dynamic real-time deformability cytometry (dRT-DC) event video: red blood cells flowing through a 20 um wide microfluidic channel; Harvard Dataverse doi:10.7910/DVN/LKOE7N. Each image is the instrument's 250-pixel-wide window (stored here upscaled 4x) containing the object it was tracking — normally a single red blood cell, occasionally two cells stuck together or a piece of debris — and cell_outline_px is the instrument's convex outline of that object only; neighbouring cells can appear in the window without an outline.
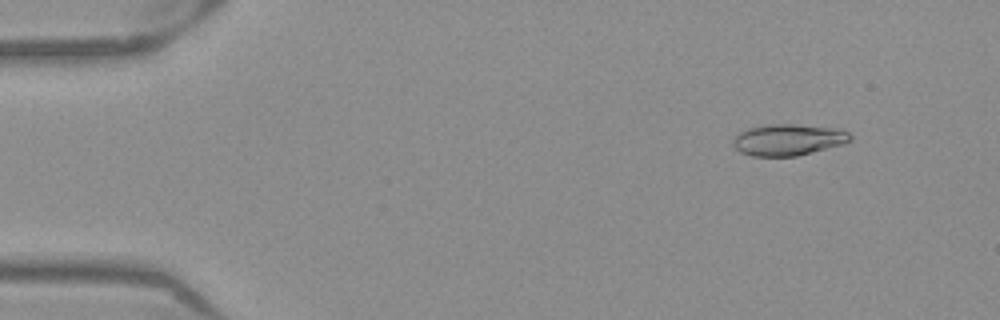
{"species": "Egyptian fruit bat (a non-hibernating species)", "species_latin": "Rousettus aegyptiacus", "temperature_condition": "warm", "stored_images_in_passage": 52, "camera_frame_rate_fps": 3000, "um_per_image_px": 0.085, "frame": {"image": 1, "passage_image": 6, "time_ms": 1.667, "image_size_px": [1000, 320], "cell_outline_px": [[852, 140], [844, 144], [796, 156], [752, 156], [740, 152], [732, 144], [732, 140], [740, 132], [748, 128], [764, 124], [796, 124], [840, 128], [848, 132], [852, 136]], "centroid_in_image_um": [67.02, 11.87], "position_along_channel_um": 18.0, "area_um2": 21.68}}
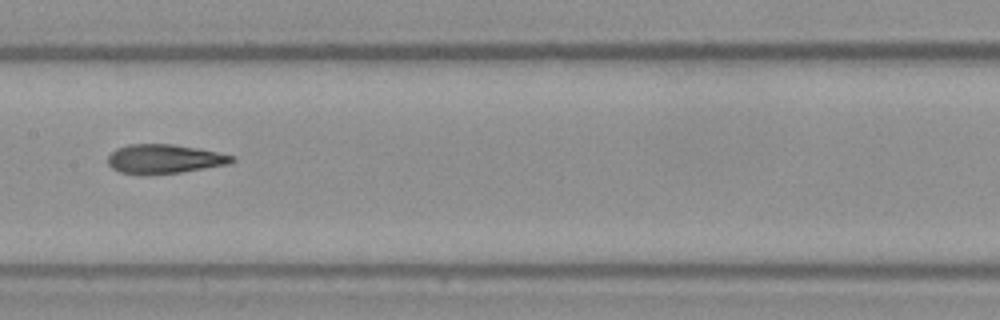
{"frame": {"image": 2, "passage_image": 27, "time_ms": 8.667, "image_size_px": [1000, 320], "cell_outline_px": [[236, 160], [228, 164], [180, 172], [148, 176], [120, 172], [112, 168], [108, 164], [108, 156], [116, 148], [128, 144], [172, 144], [196, 148], [236, 156]], "centroid_in_image_um": [13.94, 13.52], "position_along_channel_um": 193.5, "area_um2": 21.21}}
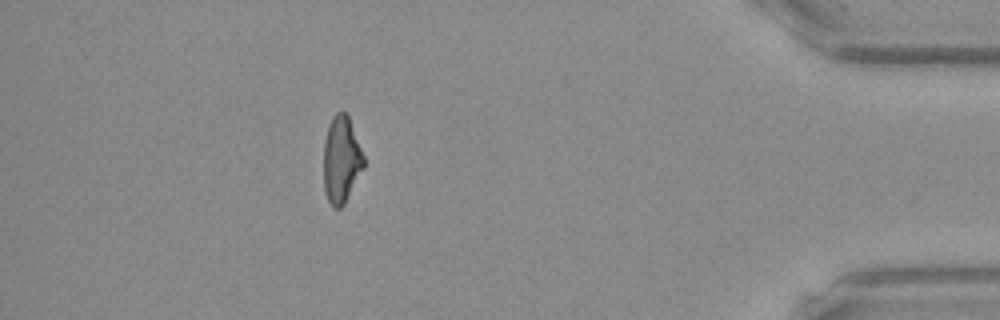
{"frame": {"image": 3, "passage_image": 47, "time_ms": 15.333, "image_size_px": [1000, 320], "cell_outline_px": [[364, 168], [344, 204], [340, 208], [332, 208], [328, 200], [324, 188], [324, 140], [328, 124], [332, 116], [336, 112], [344, 112], [348, 116], [364, 156]], "centroid_in_image_um": [29.0, 13.58], "position_along_channel_um": 406.2, "area_um2": 20.29}, "authors_computed_cell_mechanics": {"area_um2": 21.2704, "velocity_mm_per_s": 3.9309, "shape_relaxation_time_tau1_ms": null, "shape_relaxation_time_tau2_ms": 2.5717, "deformation_change_tau1": null, "deformation_change_tau2": 0.1154}}